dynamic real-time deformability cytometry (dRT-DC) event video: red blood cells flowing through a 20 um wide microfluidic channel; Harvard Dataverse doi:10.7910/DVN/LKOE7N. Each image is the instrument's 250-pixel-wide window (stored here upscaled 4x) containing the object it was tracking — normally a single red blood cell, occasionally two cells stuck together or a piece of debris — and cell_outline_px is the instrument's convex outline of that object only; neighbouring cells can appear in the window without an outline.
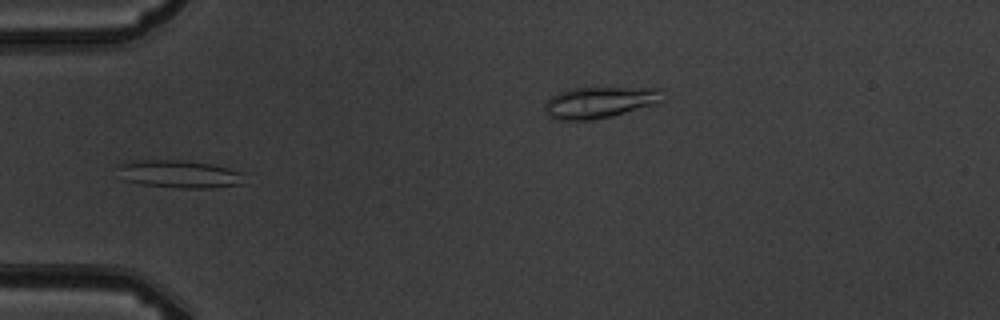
{"species": "common noctule bat (a hibernating species)", "species_latin": "Nyctalus noctula", "temperature_condition": "warm", "stored_images_in_passage": 8, "camera_frame_rate_fps": 3000, "um_per_image_px": 0.085, "animal": {"sex": "male", "body_mass_g": 19.5, "forearm_length_mm": 54.6}, "frame": {"image": 1, "passage_image": 5, "time_ms": 5.0, "image_size_px": [1000, 320], "cell_outline_px": [[244, 184], [212, 188], [180, 188], [144, 184], [124, 180], [116, 168], [120, 164], [128, 160], [184, 160], [212, 164], [244, 172]], "centroid_in_image_um": [15.27, 14.79], "position_along_channel_um": 69.7, "area_um2": 20.69}}
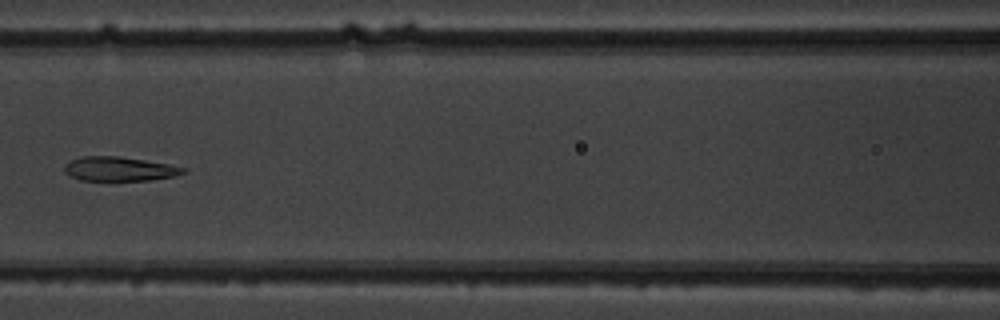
{"frame": {"image": 2, "passage_image": 7, "time_ms": 7.333, "image_size_px": [1000, 320], "cell_outline_px": [[188, 172], [176, 176], [148, 180], [80, 180], [64, 172], [64, 164], [68, 160], [80, 156], [120, 156], [168, 164], [188, 168]], "centroid_in_image_um": [10.15, 14.35], "position_along_channel_um": 156.5, "area_um2": 16.94}}
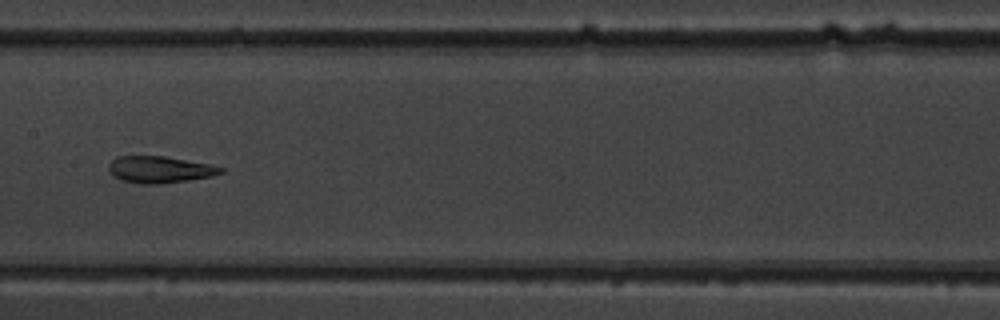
{"frame": {"image": 3, "passage_image": 8, "time_ms": 8.333, "image_size_px": [1000, 320], "cell_outline_px": [[224, 172], [212, 176], [188, 180], [160, 184], [140, 184], [120, 180], [112, 176], [108, 168], [108, 164], [116, 156], [164, 156], [208, 164], [224, 168]], "centroid_in_image_um": [13.53, 14.42], "position_along_channel_um": 193.9, "area_um2": 17.51}}